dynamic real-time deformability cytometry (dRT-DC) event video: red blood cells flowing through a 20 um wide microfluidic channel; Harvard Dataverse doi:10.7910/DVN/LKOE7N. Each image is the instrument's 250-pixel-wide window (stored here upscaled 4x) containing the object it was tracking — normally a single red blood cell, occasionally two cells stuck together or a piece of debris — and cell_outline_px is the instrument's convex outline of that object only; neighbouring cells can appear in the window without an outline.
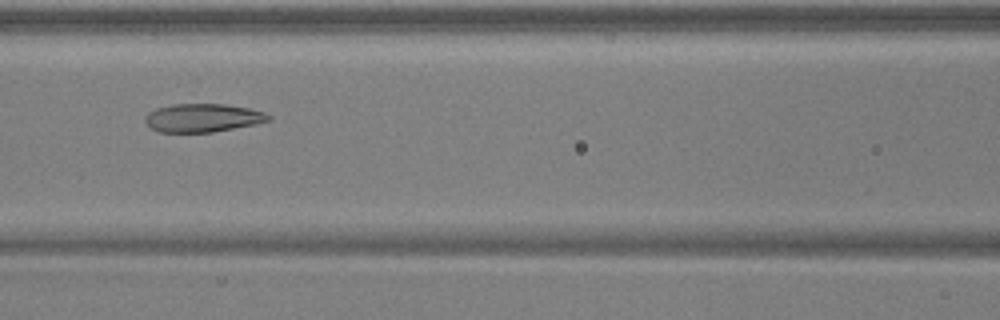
{"species": "common noctule bat (a hibernating species)", "species_latin": "Nyctalus noctula", "temperature_condition": "warm", "stored_images_in_passage": 46, "camera_frame_rate_fps": 3000, "um_per_image_px": 0.085, "animal": {"sex": "male", "body_mass_g": 17.9, "forearm_length_mm": 54.2}, "frame": {"image": 1, "passage_image": 18, "time_ms": 5.667, "image_size_px": [1000, 320], "cell_outline_px": [[272, 120], [256, 124], [212, 132], [160, 132], [152, 128], [144, 120], [144, 116], [148, 112], [156, 108], [172, 104], [224, 104], [248, 108], [264, 112], [272, 116]], "centroid_in_image_um": [17.24, 10.01], "position_along_channel_um": 149.4, "area_um2": 20.4}}
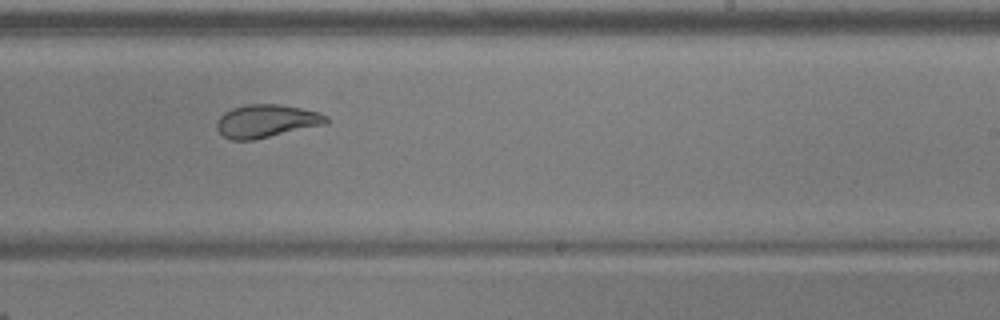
{"frame": {"image": 2, "passage_image": 27, "time_ms": 8.667, "image_size_px": [1000, 320], "cell_outline_px": [[328, 124], [252, 140], [232, 140], [224, 136], [216, 128], [216, 120], [224, 112], [232, 108], [248, 104], [280, 104], [320, 112], [328, 116]], "centroid_in_image_um": [22.66, 10.28], "position_along_channel_um": 266.3, "area_um2": 21.15}}
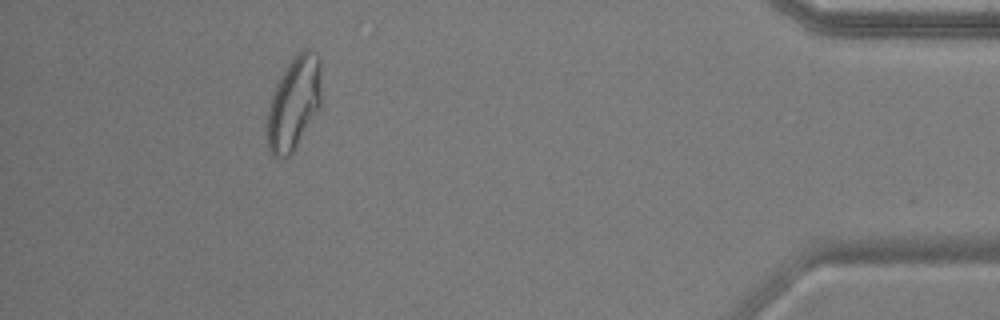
{"frame": {"image": 3, "passage_image": 42, "time_ms": 13.667, "image_size_px": [1000, 320], "cell_outline_px": [[320, 108], [292, 152], [288, 156], [272, 156], [268, 148], [268, 108], [276, 84], [292, 56], [296, 52], [304, 48], [312, 48], [316, 52], [320, 60]], "centroid_in_image_um": [25.0, 8.69], "position_along_channel_um": 410.2, "area_um2": 29.25}, "authors_computed_cell_mechanics": {"area_um2": 23.2934, "velocity_mm_per_s": 3.9177, "shape_relaxation_time_tau1_ms": 10.813, "shape_relaxation_time_tau2_ms": 1.4514, "deformation_change_tau1": 0.2714, "deformation_change_tau2": 0.0644}}